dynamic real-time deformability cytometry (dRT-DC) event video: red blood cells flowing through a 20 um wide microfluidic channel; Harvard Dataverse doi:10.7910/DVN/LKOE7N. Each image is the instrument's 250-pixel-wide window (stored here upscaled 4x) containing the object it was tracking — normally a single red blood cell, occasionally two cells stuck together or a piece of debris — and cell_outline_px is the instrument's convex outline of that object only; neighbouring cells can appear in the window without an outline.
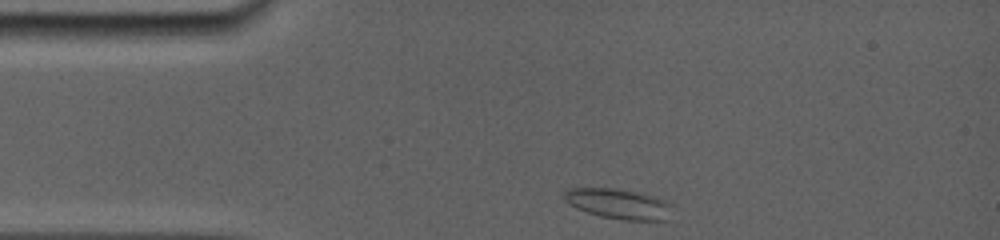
{"species": "common noctule bat (a hibernating species)", "species_latin": "Nyctalus noctula", "temperature_condition": "room temperature", "stored_images_in_passage": 64, "camera_frame_rate_fps": 5000, "um_per_image_px": 0.085, "animal": {"sex": "female", "body_mass_g": 19.0, "forearm_length_mm": 56.7}, "frame": {"image": 1, "passage_image": 1, "time_ms": 0.0, "image_size_px": [1000, 240], "cell_outline_px": [[668, 204], [664, 220], [620, 220], [600, 216], [576, 208], [568, 204], [564, 200], [564, 192], [568, 188], [616, 188], [640, 192], [656, 196], [664, 200]], "centroid_in_image_um": [52.46, 17.3], "position_along_channel_um": 32.5, "area_um2": 18.73}}
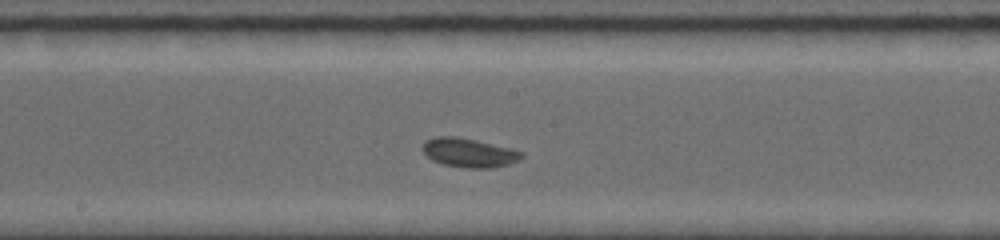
{"frame": {"image": 2, "passage_image": 30, "time_ms": 5.6, "image_size_px": [1000, 240], "cell_outline_px": [[524, 156], [520, 160], [508, 164], [492, 168], [464, 168], [444, 164], [432, 160], [420, 148], [424, 140], [436, 136], [456, 136], [476, 140], [512, 148], [524, 152]], "centroid_in_image_um": [39.87, 12.97], "position_along_channel_um": 208.3, "area_um2": 16.99}}
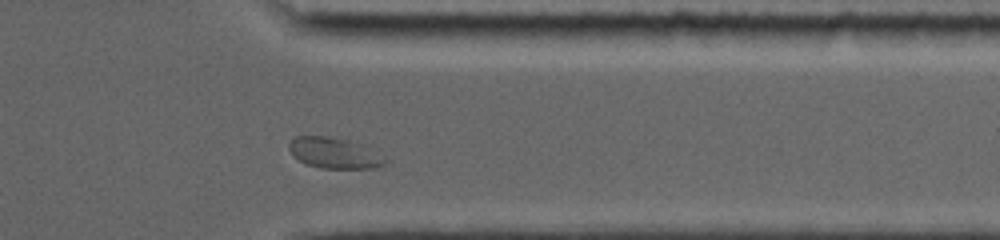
{"frame": {"image": 3, "passage_image": 56, "time_ms": 10.2, "image_size_px": [1000, 240], "cell_outline_px": [[388, 160], [384, 164], [376, 168], [320, 168], [304, 164], [292, 156], [288, 148], [288, 144], [296, 136], [328, 136], [348, 140], [364, 144]], "centroid_in_image_um": [28.39, 13.01], "position_along_channel_um": 383.0, "area_um2": 17.46}, "authors_computed_cell_mechanics": {"area_um2": 16.184, "velocity_mm_per_s": 3.7749, "shape_relaxation_time_tau1_ms": 2.7555, "shape_relaxation_time_tau2_ms": null, "deformation_change_tau1": 0.0865, "deformation_change_tau2": null}}